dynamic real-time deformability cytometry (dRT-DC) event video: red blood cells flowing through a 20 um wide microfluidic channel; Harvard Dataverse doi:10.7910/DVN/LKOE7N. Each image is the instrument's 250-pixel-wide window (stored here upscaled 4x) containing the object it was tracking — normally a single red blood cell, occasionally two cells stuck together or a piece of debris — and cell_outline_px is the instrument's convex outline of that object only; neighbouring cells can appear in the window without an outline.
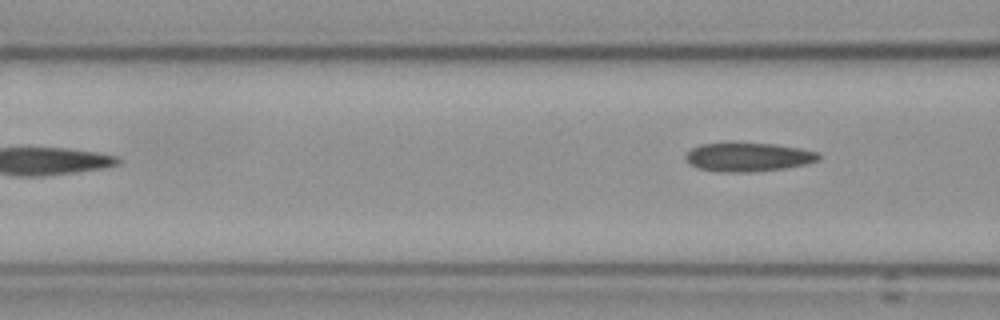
{"species": "Egyptian fruit bat (a non-hibernating species)", "species_latin": "Rousettus aegyptiacus", "temperature_condition": "cold", "stored_images_in_passage": 5, "camera_frame_rate_fps": 3000, "um_per_image_px": 0.085, "frame": {"image": 1, "passage_image": 5, "time_ms": 4.667, "image_size_px": [1000, 320], "cell_outline_px": [[820, 160], [808, 164], [784, 168], [752, 172], [716, 172], [700, 168], [688, 164], [684, 156], [692, 148], [700, 144], [728, 140], [732, 140], [776, 144], [800, 148], [816, 152], [820, 156]], "centroid_in_image_um": [63.55, 13.31], "position_along_channel_um": 103.1, "area_um2": 23.29}}